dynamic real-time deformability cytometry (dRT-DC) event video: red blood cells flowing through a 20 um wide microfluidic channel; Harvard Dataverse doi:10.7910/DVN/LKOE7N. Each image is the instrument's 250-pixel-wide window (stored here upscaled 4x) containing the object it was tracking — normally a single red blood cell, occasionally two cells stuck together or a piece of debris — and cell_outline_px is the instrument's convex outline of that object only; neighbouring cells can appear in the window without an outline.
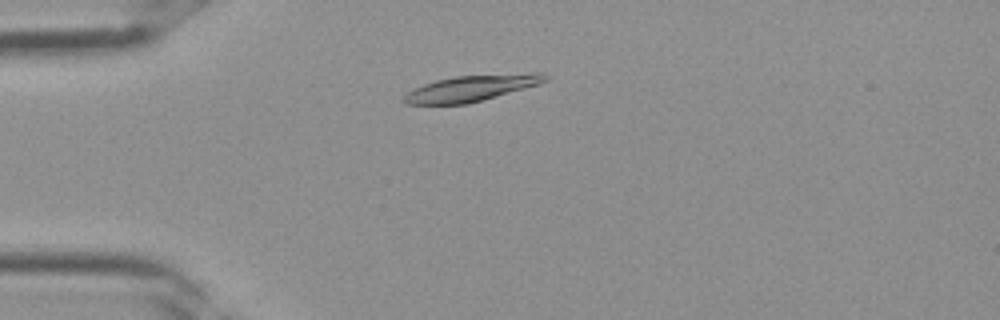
{"species": "Egyptian fruit bat (a non-hibernating species)", "species_latin": "Rousettus aegyptiacus", "temperature_condition": "room temperature", "stored_images_in_passage": 31, "camera_frame_rate_fps": 3000, "um_per_image_px": 0.085, "frame": {"image": 1, "passage_image": 4, "time_ms": 1.0, "image_size_px": [1000, 320], "cell_outline_px": [[548, 80], [540, 84], [484, 100], [468, 104], [404, 104], [400, 100], [412, 88], [436, 80], [456, 76], [528, 72], [544, 72], [548, 76]], "centroid_in_image_um": [40.1, 7.49], "position_along_channel_um": 44.9, "area_um2": 21.85}}
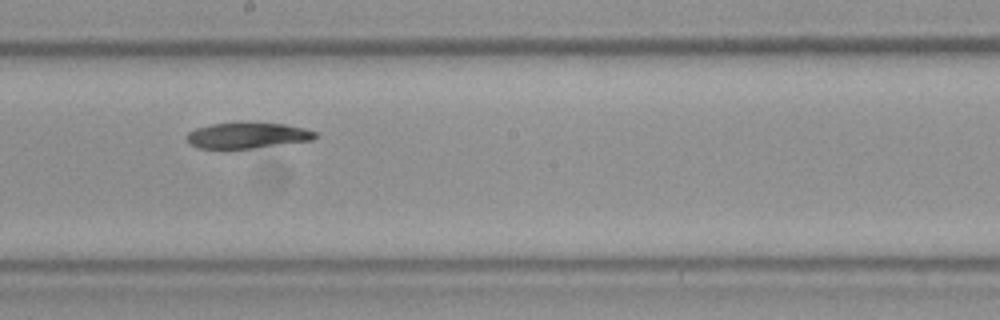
{"frame": {"image": 2, "passage_image": 15, "time_ms": 4.667, "image_size_px": [1000, 320], "cell_outline_px": [[316, 136], [312, 140], [224, 152], [196, 148], [184, 136], [188, 132], [196, 128], [212, 124], [240, 120], [244, 120], [284, 124], [304, 128], [316, 132]], "centroid_in_image_um": [20.92, 11.52], "position_along_channel_um": 227.3, "area_um2": 20.63}}
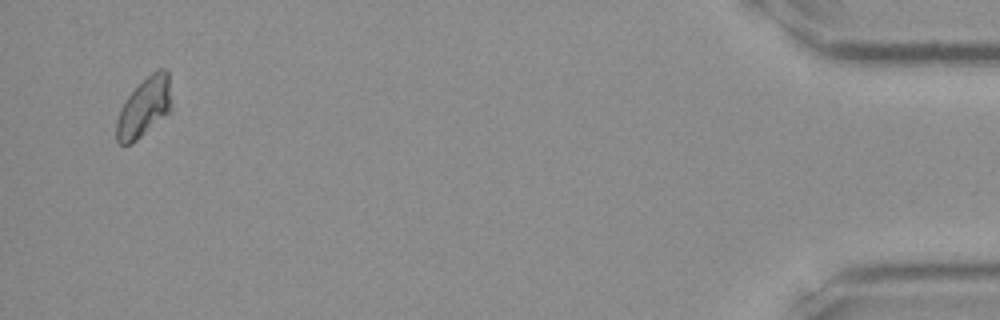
{"frame": {"image": 3, "passage_image": 30, "time_ms": 9.667, "image_size_px": [1000, 320], "cell_outline_px": [[172, 108], [168, 112], [132, 144], [120, 144], [116, 140], [116, 120], [120, 108], [128, 96], [156, 68], [164, 68], [168, 72]], "centroid_in_image_um": [12.25, 9.11], "position_along_channel_um": 423.0, "area_um2": 18.73}}